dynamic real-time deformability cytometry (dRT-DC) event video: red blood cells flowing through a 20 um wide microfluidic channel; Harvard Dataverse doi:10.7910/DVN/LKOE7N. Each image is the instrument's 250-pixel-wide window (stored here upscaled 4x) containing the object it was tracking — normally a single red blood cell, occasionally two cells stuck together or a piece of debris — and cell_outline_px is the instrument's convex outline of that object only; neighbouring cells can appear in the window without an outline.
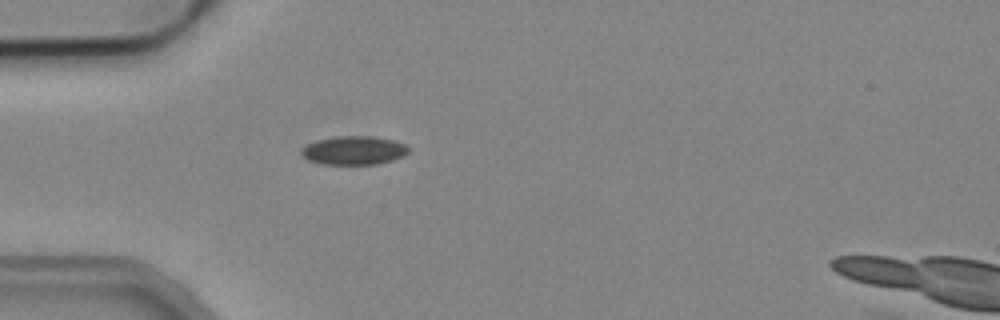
{"species": "common noctule bat (a hibernating species)", "species_latin": "Nyctalus noctula", "temperature_condition": "cold", "stored_images_in_passage": 1, "camera_frame_rate_fps": 3000, "um_per_image_px": 0.085, "animal": {"sex": "male", "body_mass_g": 19.2, "forearm_length_mm": 51.8}, "frame": {"image": 1, "passage_image": 1, "time_ms": 0.0, "image_size_px": [1000, 320], "cell_outline_px": [[408, 152], [404, 156], [392, 160], [376, 164], [324, 164], [308, 160], [300, 152], [308, 144], [316, 140], [336, 136], [372, 136], [392, 140], [404, 144], [408, 148]], "centroid_in_image_um": [30.08, 12.78], "position_along_channel_um": 54.9, "area_um2": 17.69}}